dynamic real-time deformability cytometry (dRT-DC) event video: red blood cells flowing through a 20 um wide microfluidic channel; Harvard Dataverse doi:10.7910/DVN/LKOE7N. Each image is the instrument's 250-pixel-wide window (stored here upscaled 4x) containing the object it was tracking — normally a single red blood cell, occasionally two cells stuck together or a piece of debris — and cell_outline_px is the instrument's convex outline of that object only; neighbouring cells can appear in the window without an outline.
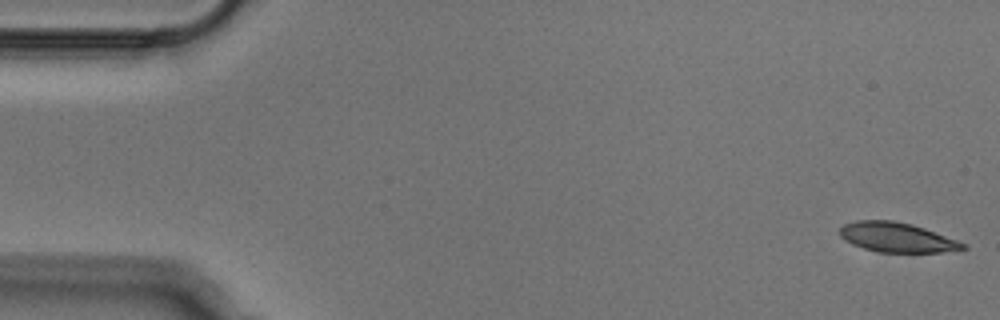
{"species": "Egyptian fruit bat (a non-hibernating species)", "species_latin": "Rousettus aegyptiacus", "temperature_condition": "cold", "stored_images_in_passage": 51, "camera_frame_rate_fps": 3000, "um_per_image_px": 0.085, "animal": {"sex": "male"}, "frame": {"image": 1, "passage_image": 1, "time_ms": 0.0, "image_size_px": [1000, 320], "cell_outline_px": [[968, 248], [940, 252], [876, 252], [852, 244], [840, 236], [840, 228], [844, 224], [856, 220], [892, 220], [912, 224], [924, 228], [968, 244]], "centroid_in_image_um": [76.24, 20.17], "position_along_channel_um": 8.8, "area_um2": 21.21}}
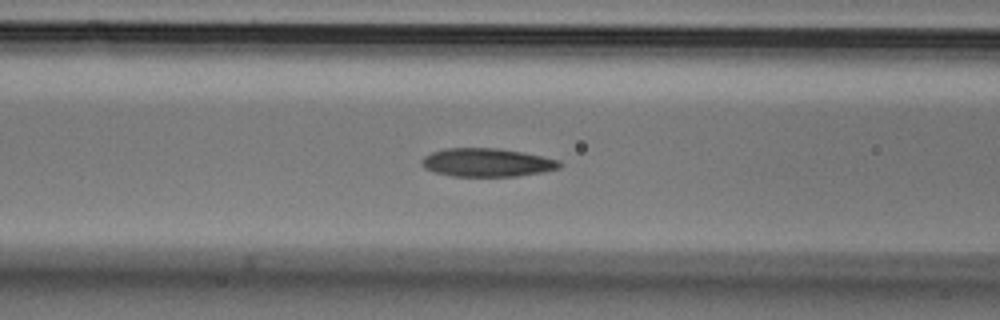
{"frame": {"image": 2, "passage_image": 20, "time_ms": 6.333, "image_size_px": [1000, 320], "cell_outline_px": [[564, 164], [560, 168], [544, 172], [516, 176], [452, 176], [432, 172], [424, 168], [420, 164], [420, 160], [424, 156], [432, 152], [444, 148], [496, 148], [524, 152], [560, 160]], "centroid_in_image_um": [41.39, 13.81], "position_along_channel_um": 125.2, "area_um2": 23.12}}
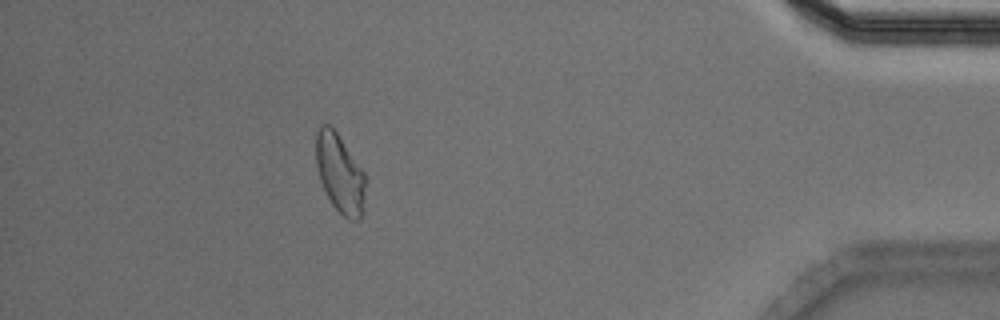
{"frame": {"image": 3, "passage_image": 46, "time_ms": 15.0, "image_size_px": [1000, 320], "cell_outline_px": [[364, 200], [360, 216], [356, 220], [348, 220], [332, 204], [320, 180], [316, 164], [316, 132], [320, 124], [328, 124], [336, 132], [364, 172]], "centroid_in_image_um": [28.86, 14.72], "position_along_channel_um": 406.3, "area_um2": 22.14}}